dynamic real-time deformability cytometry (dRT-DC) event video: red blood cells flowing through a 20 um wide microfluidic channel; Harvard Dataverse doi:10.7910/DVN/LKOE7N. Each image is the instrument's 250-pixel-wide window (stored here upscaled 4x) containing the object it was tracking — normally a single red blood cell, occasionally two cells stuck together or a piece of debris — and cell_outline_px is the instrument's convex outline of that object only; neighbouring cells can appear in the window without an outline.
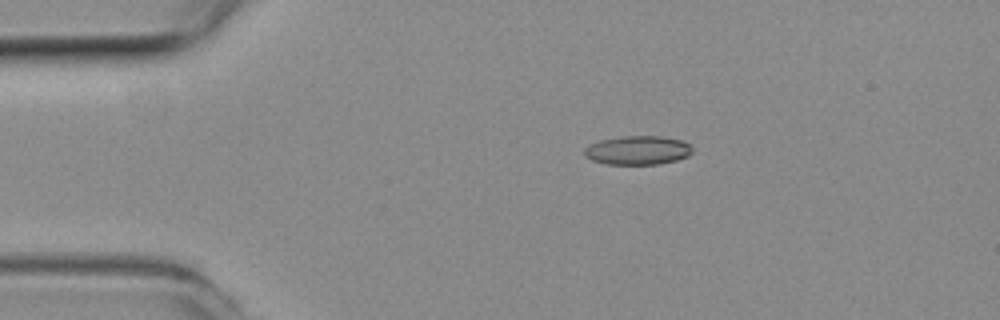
{"species": "common noctule bat (a hibernating species)", "species_latin": "Nyctalus noctula", "temperature_condition": "room temperature", "stored_images_in_passage": 38, "camera_frame_rate_fps": 3000, "um_per_image_px": 0.085, "animal": {"sex": "female", "body_mass_g": 19.3, "forearm_length_mm": 54.1}, "frame": {"image": 1, "passage_image": 1, "time_ms": 0.0, "image_size_px": [1000, 320], "cell_outline_px": [[692, 152], [688, 156], [676, 160], [656, 164], [604, 164], [592, 160], [584, 156], [584, 148], [588, 144], [600, 140], [620, 136], [660, 136], [680, 140], [688, 144], [692, 148]], "centroid_in_image_um": [54.15, 12.77], "position_along_channel_um": 30.8, "area_um2": 18.21}}
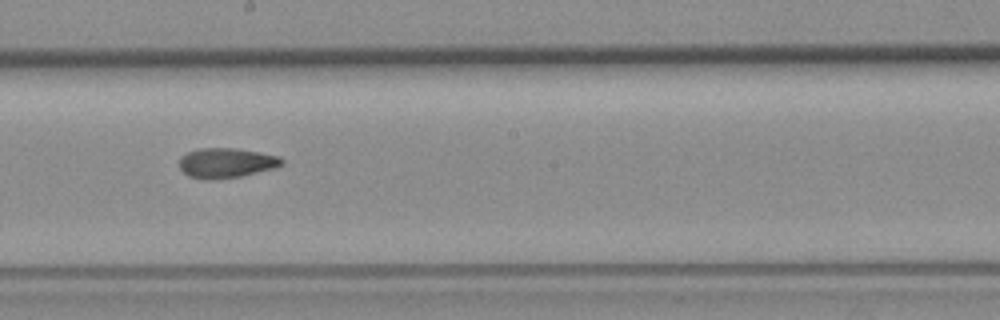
{"frame": {"image": 2, "passage_image": 20, "time_ms": 6.333, "image_size_px": [1000, 320], "cell_outline_px": [[284, 160], [280, 164], [272, 168], [240, 176], [212, 180], [204, 180], [188, 176], [180, 168], [180, 156], [188, 152], [200, 148], [232, 148], [256, 152], [276, 156]], "centroid_in_image_um": [19.14, 13.85], "position_along_channel_um": 229.1, "area_um2": 17.46}}
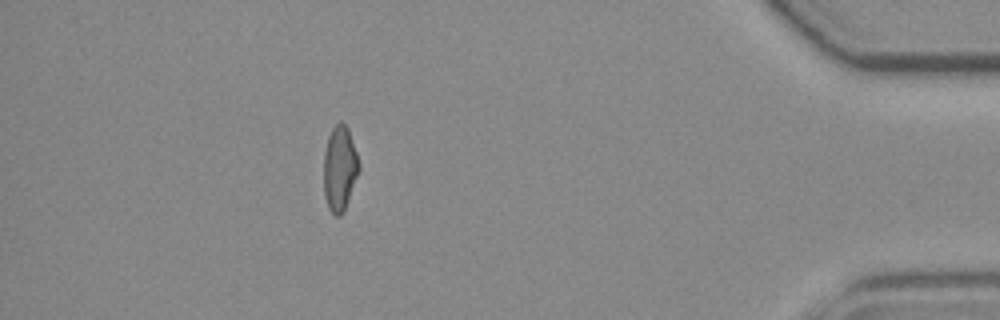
{"frame": {"image": 3, "passage_image": 38, "time_ms": 12.333, "image_size_px": [1000, 320], "cell_outline_px": [[360, 168], [344, 212], [340, 216], [336, 216], [328, 208], [324, 196], [324, 152], [328, 136], [332, 128], [340, 120], [348, 128], [360, 164]], "centroid_in_image_um": [28.87, 14.32], "position_along_channel_um": 406.3, "area_um2": 17.51}, "authors_computed_cell_mechanics": {"area_um2": 17.5712, "velocity_mm_per_s": 3.8822, "shape_relaxation_time_tau1_ms": null, "shape_relaxation_time_tau2_ms": 4.0473, "deformation_change_tau1": null, "deformation_change_tau2": 0.1141}}